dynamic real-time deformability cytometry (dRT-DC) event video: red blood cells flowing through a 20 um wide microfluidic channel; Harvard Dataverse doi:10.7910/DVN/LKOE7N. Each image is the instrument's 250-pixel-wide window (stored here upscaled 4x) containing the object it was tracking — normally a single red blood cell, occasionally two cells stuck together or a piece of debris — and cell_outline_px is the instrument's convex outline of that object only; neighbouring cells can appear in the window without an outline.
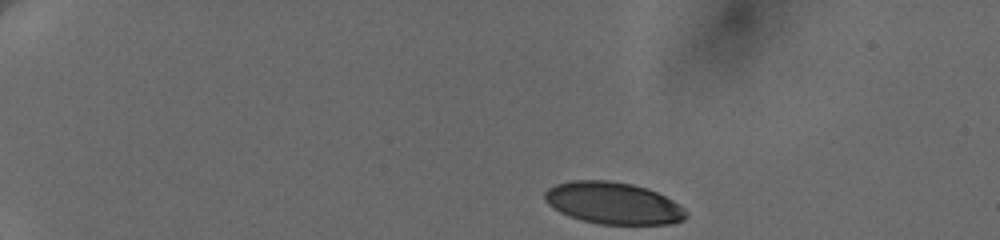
{"species": "human", "species_latin": "Homo sapiens", "temperature_condition": "cold", "stored_images_in_passage": 7, "camera_frame_rate_fps": 3000, "um_per_image_px": 0.085, "donor": {"sex": "female"}, "frame": {"image": 1, "passage_image": 1, "time_ms": 0.0, "image_size_px": [1000, 240], "cell_outline_px": [[688, 216], [684, 220], [672, 224], [600, 224], [568, 216], [560, 212], [548, 204], [544, 200], [544, 192], [548, 188], [556, 184], [572, 180], [608, 180], [632, 184], [648, 188], [680, 204], [688, 212]], "centroid_in_image_um": [52.14, 17.26], "position_along_channel_um": 32.9, "area_um2": 34.68}}
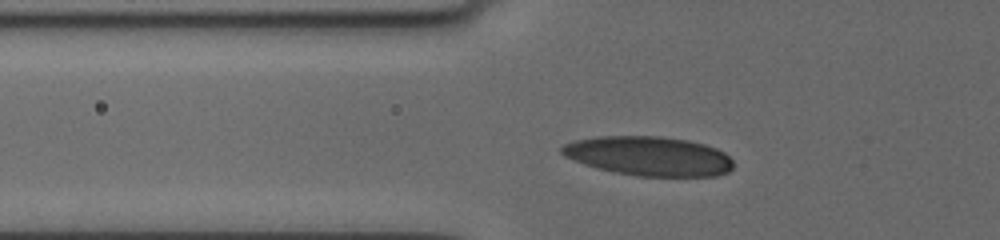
{"frame": {"image": 2, "passage_image": 5, "time_ms": 3.667, "image_size_px": [1000, 240], "cell_outline_px": [[732, 168], [728, 172], [716, 176], [636, 176], [596, 168], [572, 160], [564, 156], [560, 152], [560, 148], [564, 144], [576, 140], [596, 136], [660, 136], [688, 140], [704, 144], [716, 148], [724, 152], [732, 160]], "centroid_in_image_um": [55.13, 13.26], "position_along_channel_um": 70.7, "area_um2": 39.42}}
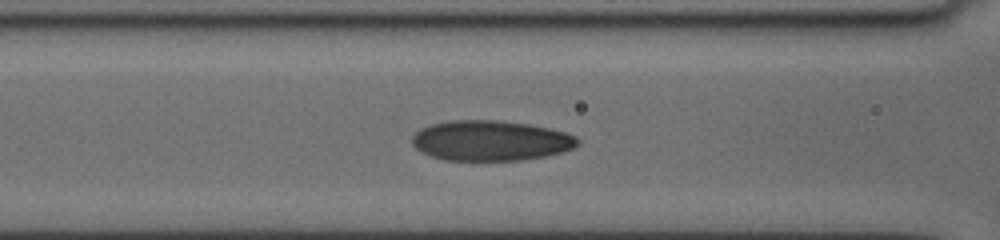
{"frame": {"image": 3, "passage_image": 7, "time_ms": 5.333, "image_size_px": [1000, 240], "cell_outline_px": [[580, 144], [572, 148], [548, 156], [524, 160], [444, 160], [420, 152], [412, 144], [412, 136], [420, 128], [432, 124], [448, 120], [496, 120], [528, 124], [548, 128], [564, 132], [576, 136], [580, 140]], "centroid_in_image_um": [41.7, 11.95], "position_along_channel_um": 124.9, "area_um2": 38.96}}